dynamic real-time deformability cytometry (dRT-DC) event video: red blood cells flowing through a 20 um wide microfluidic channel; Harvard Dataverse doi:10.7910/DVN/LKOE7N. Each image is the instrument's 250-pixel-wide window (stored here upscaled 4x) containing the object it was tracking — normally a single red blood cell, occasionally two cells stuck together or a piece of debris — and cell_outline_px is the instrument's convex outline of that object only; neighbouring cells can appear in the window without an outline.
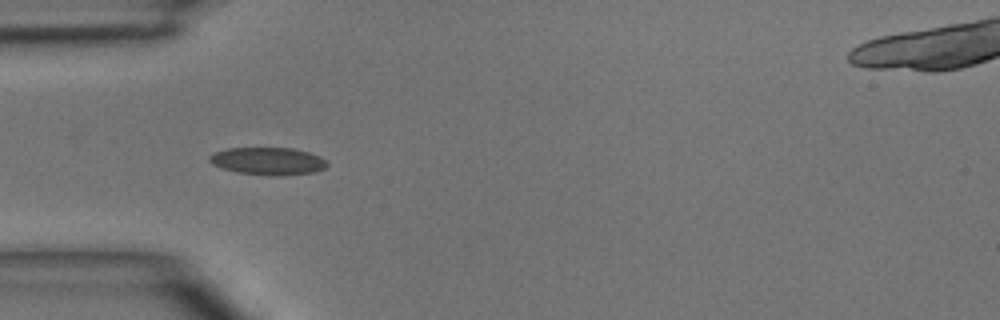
{"species": "common noctule bat (a hibernating species)", "species_latin": "Nyctalus noctula", "temperature_condition": "room temperature", "stored_images_in_passage": 7, "camera_frame_rate_fps": 3000, "um_per_image_px": 0.085, "animal": {"sex": "male", "body_mass_g": 15.6}, "frame": {"image": 1, "passage_image": 4, "time_ms": 3.667, "image_size_px": [1000, 320], "cell_outline_px": [[328, 164], [324, 168], [316, 172], [284, 176], [268, 176], [236, 172], [212, 164], [208, 160], [208, 156], [212, 152], [228, 148], [292, 148], [308, 152], [320, 156]], "centroid_in_image_um": [22.76, 13.7], "position_along_channel_um": 62.2, "area_um2": 19.07}}
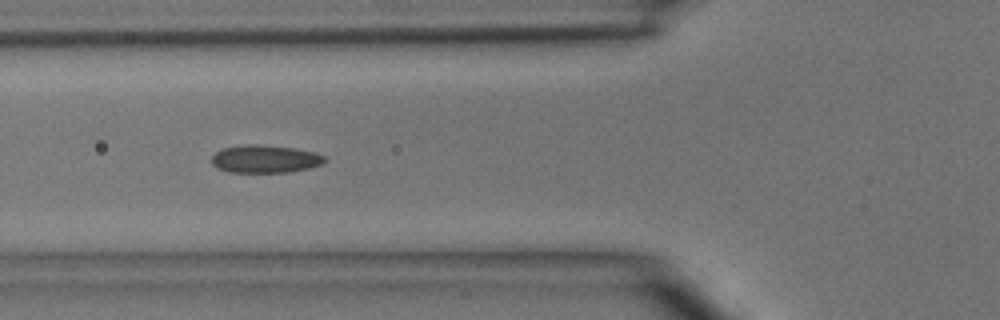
{"frame": {"image": 2, "passage_image": 5, "time_ms": 4.667, "image_size_px": [1000, 320], "cell_outline_px": [[328, 160], [320, 164], [308, 168], [288, 172], [228, 172], [216, 168], [212, 164], [212, 156], [216, 152], [224, 148], [248, 144], [260, 144], [296, 148], [316, 152], [324, 156]], "centroid_in_image_um": [22.54, 13.5], "position_along_channel_um": 103.3, "area_um2": 18.38}}